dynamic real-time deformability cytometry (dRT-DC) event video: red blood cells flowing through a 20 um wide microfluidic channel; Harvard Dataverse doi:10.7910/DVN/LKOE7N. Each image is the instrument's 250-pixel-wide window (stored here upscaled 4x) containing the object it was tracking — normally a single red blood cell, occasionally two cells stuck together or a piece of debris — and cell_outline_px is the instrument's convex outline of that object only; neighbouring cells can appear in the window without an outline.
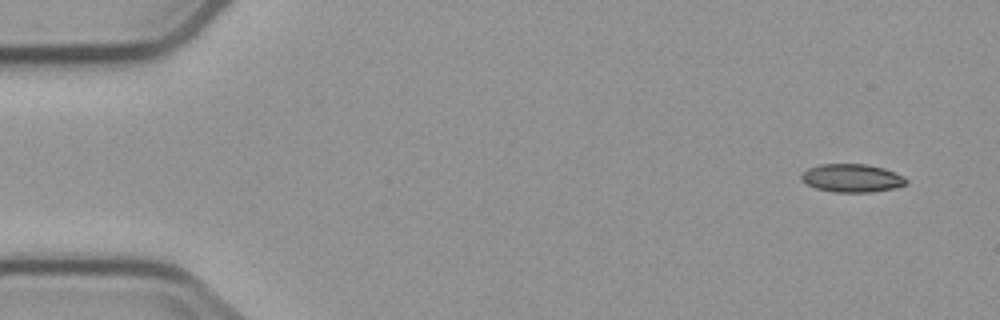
{"species": "common noctule bat (a hibernating species)", "species_latin": "Nyctalus noctula", "temperature_condition": "cold", "stored_images_in_passage": 3, "camera_frame_rate_fps": 3000, "um_per_image_px": 0.085, "animal": {"sex": "male", "body_mass_g": 23.1, "forearm_length_mm": 52.7}, "frame": {"image": 1, "passage_image": 1, "time_ms": 0.0, "image_size_px": [1000, 320], "cell_outline_px": [[908, 184], [896, 188], [872, 192], [832, 192], [816, 188], [808, 184], [800, 176], [808, 168], [820, 164], [868, 164], [884, 168], [908, 180]], "centroid_in_image_um": [72.43, 15.14], "position_along_channel_um": 12.6, "area_um2": 17.11}}